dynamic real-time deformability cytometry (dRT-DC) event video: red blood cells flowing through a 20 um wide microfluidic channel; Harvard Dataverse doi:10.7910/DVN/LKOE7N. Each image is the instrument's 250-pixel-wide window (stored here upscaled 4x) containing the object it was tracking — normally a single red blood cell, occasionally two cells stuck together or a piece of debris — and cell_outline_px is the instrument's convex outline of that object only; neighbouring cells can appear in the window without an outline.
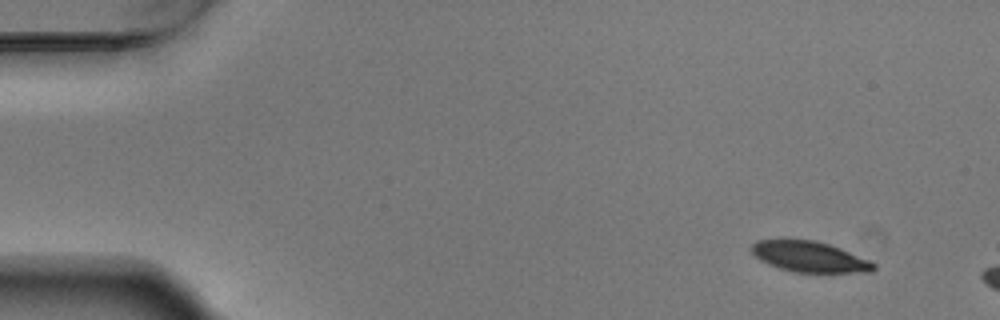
{"species": "Egyptian fruit bat (a non-hibernating species)", "species_latin": "Rousettus aegyptiacus", "temperature_condition": "warm", "stored_images_in_passage": 3, "camera_frame_rate_fps": 3000, "um_per_image_px": 0.085, "animal": {"sex": "male"}, "frame": {"image": 1, "passage_image": 1, "time_ms": 0.0, "image_size_px": [1000, 320], "cell_outline_px": [[876, 268], [872, 272], [792, 272], [768, 264], [760, 260], [752, 252], [752, 244], [756, 240], [816, 240], [840, 248], [868, 260], [876, 264]], "centroid_in_image_um": [68.81, 21.83], "position_along_channel_um": 16.2, "area_um2": 21.56}}